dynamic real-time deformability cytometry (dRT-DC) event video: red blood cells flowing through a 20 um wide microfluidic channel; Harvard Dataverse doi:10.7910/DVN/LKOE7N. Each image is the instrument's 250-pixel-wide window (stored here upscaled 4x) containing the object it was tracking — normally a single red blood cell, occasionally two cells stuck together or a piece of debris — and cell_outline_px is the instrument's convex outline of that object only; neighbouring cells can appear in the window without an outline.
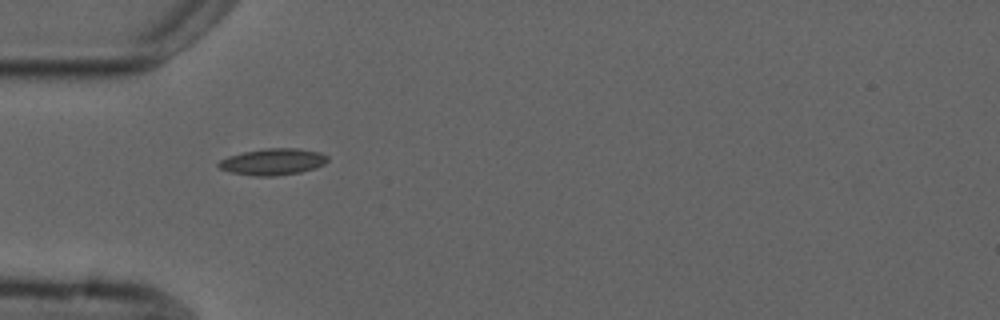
{"species": "common noctule bat (a hibernating species)", "species_latin": "Nyctalus noctula", "temperature_condition": "cold", "stored_images_in_passage": 4, "camera_frame_rate_fps": 3000, "um_per_image_px": 0.085, "animal": {"sex": "male", "forearm_length_mm": 52.5}, "frame": {"image": 1, "passage_image": 3, "time_ms": 5.333, "image_size_px": [1000, 320], "cell_outline_px": [[328, 160], [324, 164], [316, 168], [300, 172], [276, 176], [256, 176], [232, 172], [220, 168], [216, 164], [220, 160], [228, 156], [244, 152], [264, 148], [296, 148], [320, 152], [328, 156]], "centroid_in_image_um": [23.21, 13.74], "position_along_channel_um": 61.8, "area_um2": 16.82}}
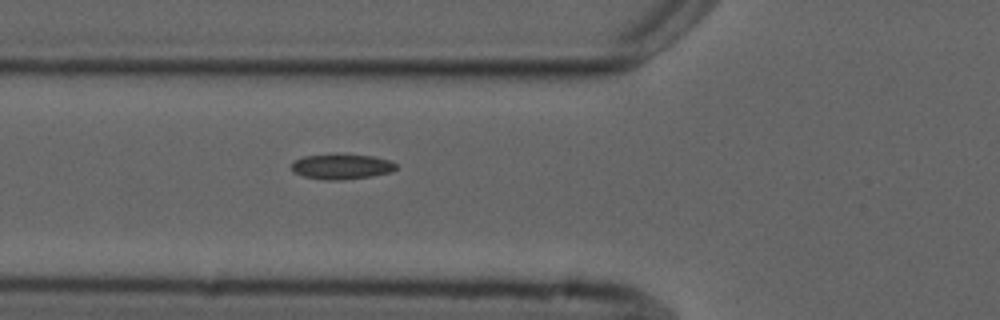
{"frame": {"image": 2, "passage_image": 4, "time_ms": 6.333, "image_size_px": [1000, 320], "cell_outline_px": [[396, 168], [392, 172], [372, 176], [340, 180], [328, 180], [304, 176], [292, 172], [292, 160], [304, 156], [372, 156], [388, 160], [396, 164]], "centroid_in_image_um": [29.02, 14.19], "position_along_channel_um": 96.8, "area_um2": 14.8}}